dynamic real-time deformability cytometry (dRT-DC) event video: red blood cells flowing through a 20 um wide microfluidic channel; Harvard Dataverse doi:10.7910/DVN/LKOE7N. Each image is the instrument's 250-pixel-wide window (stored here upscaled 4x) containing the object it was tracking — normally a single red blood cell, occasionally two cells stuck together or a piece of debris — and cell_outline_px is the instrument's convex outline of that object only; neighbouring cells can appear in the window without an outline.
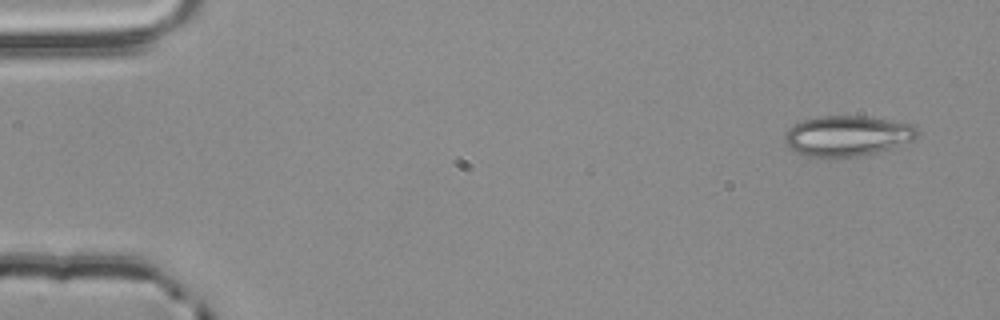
{"species": "common noctule bat (a hibernating species)", "species_latin": "Nyctalus noctula", "temperature_condition": "room temperature", "stored_images_in_passage": 4, "camera_frame_rate_fps": 3000, "um_per_image_px": 0.085, "animal": {"sex": "male", "body_mass_g": 20.4}, "frame": {"image": 1, "passage_image": 1, "time_ms": 0.0, "image_size_px": [1000, 320], "cell_outline_px": [[920, 132], [912, 140], [876, 152], [860, 156], [832, 160], [828, 160], [804, 156], [788, 148], [784, 140], [784, 132], [792, 124], [804, 120], [820, 116], [868, 116], [916, 124]], "centroid_in_image_um": [71.97, 11.57], "position_along_channel_um": 13.0, "area_um2": 32.19}}